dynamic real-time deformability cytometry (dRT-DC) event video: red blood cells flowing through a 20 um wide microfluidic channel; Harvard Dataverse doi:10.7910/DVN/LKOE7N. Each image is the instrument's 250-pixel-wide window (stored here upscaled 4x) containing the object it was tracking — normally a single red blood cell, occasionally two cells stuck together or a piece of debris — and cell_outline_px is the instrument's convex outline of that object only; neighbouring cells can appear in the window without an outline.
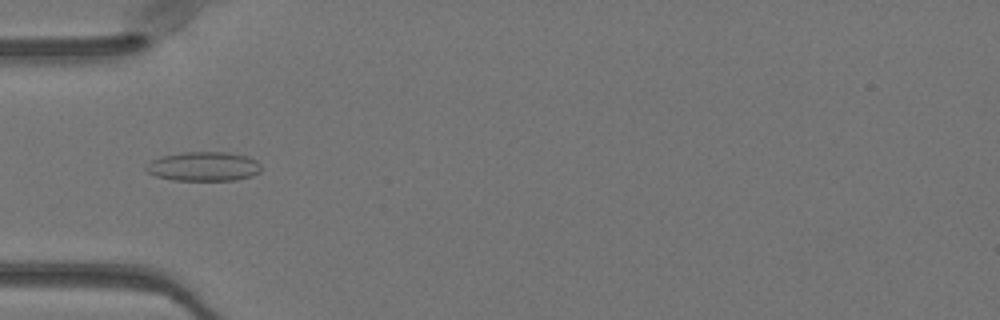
{"species": "Egyptian fruit bat (a non-hibernating species)", "species_latin": "Rousettus aegyptiacus", "temperature_condition": "warm", "stored_images_in_passage": 37, "camera_frame_rate_fps": 3000, "um_per_image_px": 0.085, "animal": {"sex": "female"}, "frame": {"image": 1, "passage_image": 6, "time_ms": 1.667, "image_size_px": [1000, 320], "cell_outline_px": [[260, 172], [252, 176], [236, 180], [172, 180], [156, 176], [148, 172], [144, 168], [152, 160], [160, 156], [180, 152], [228, 152], [248, 156], [256, 160], [260, 164]], "centroid_in_image_um": [17.31, 14.14], "position_along_channel_um": 67.7, "area_um2": 19.77}}
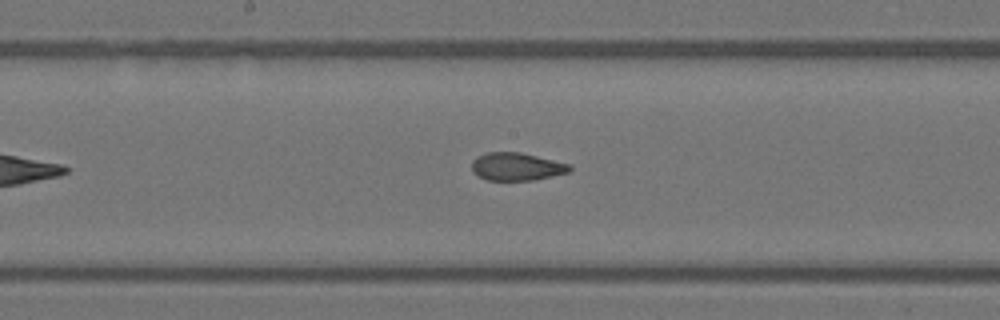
{"frame": {"image": 2, "passage_image": 16, "time_ms": 5.0, "image_size_px": [1000, 320], "cell_outline_px": [[572, 168], [568, 172], [552, 176], [532, 180], [488, 180], [472, 172], [472, 160], [476, 156], [484, 152], [520, 152], [572, 164]], "centroid_in_image_um": [43.91, 14.15], "position_along_channel_um": 204.3, "area_um2": 15.95}}
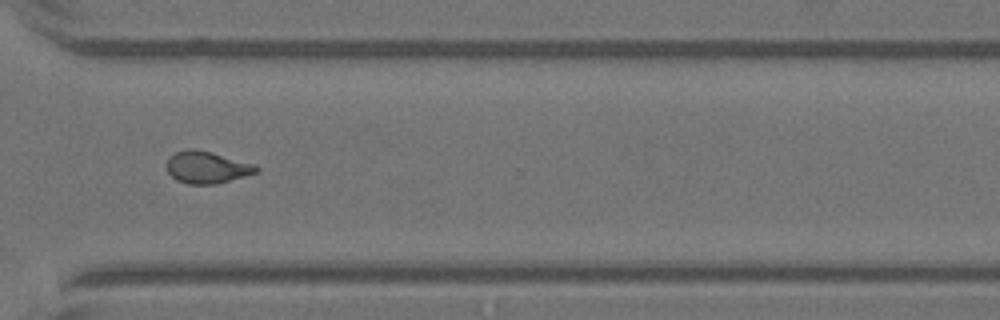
{"frame": {"image": 3, "passage_image": 27, "time_ms": 8.667, "image_size_px": [1000, 320], "cell_outline_px": [[260, 168], [256, 172], [244, 176], [216, 184], [188, 184], [176, 180], [168, 172], [168, 160], [176, 152], [188, 148], [196, 148], [212, 152], [256, 164]], "centroid_in_image_um": [17.61, 14.21], "position_along_channel_um": 353.0, "area_um2": 16.65}, "authors_computed_cell_mechanics": {"area_um2": 16.7042, "velocity_mm_per_s": 4.0689, "shape_relaxation_time_tau1_ms": null, "shape_relaxation_time_tau2_ms": 0.9731, "deformation_change_tau1": null, "deformation_change_tau2": 0.08}}